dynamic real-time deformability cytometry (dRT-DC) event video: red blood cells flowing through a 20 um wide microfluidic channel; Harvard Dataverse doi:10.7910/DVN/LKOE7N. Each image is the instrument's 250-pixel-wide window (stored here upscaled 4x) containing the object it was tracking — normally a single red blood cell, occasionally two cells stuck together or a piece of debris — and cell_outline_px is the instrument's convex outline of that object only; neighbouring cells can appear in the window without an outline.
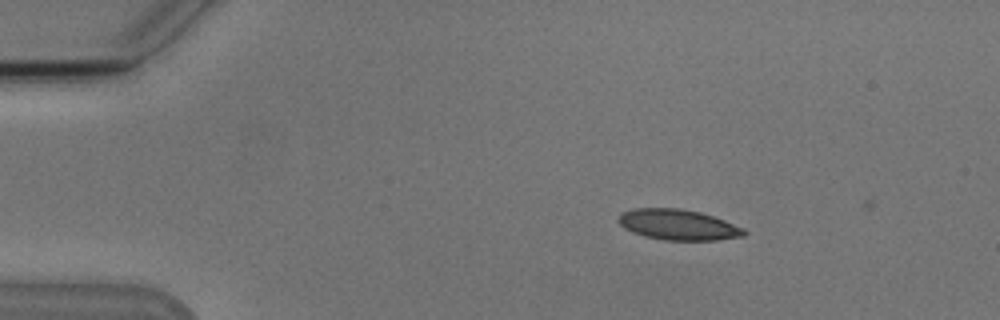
{"species": "Egyptian fruit bat (a non-hibernating species)", "species_latin": "Rousettus aegyptiacus", "temperature_condition": "cold", "stored_images_in_passage": 4, "camera_frame_rate_fps": 3000, "um_per_image_px": 0.085, "animal": {"sex": "male"}, "frame": {"image": 1, "passage_image": 2, "time_ms": 1.0, "image_size_px": [1000, 320], "cell_outline_px": [[748, 232], [744, 236], [716, 240], [664, 240], [644, 236], [632, 232], [624, 228], [616, 220], [620, 212], [632, 208], [680, 208], [700, 212], [724, 220], [744, 228]], "centroid_in_image_um": [57.61, 19.09], "position_along_channel_um": 27.4, "area_um2": 22.6}}